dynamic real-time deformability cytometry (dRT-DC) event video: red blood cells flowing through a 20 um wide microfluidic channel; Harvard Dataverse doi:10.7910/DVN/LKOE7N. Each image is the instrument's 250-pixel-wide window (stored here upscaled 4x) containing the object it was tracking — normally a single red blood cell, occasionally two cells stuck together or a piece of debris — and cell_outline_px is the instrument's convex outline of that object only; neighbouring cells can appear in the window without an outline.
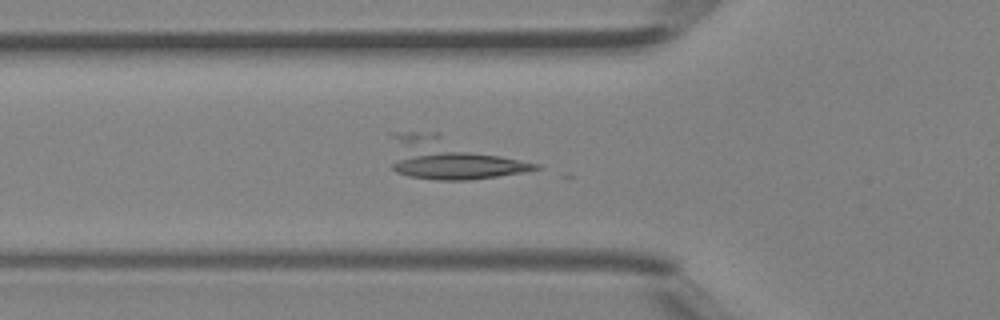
{"species": "Egyptian fruit bat (a non-hibernating species)", "species_latin": "Rousettus aegyptiacus", "temperature_condition": "room temperature", "stored_images_in_passage": 42, "camera_frame_rate_fps": 3000, "um_per_image_px": 0.085, "animal": {"sex": "female"}, "frame": {"image": 1, "passage_image": 14, "time_ms": 4.333, "image_size_px": [1000, 320], "cell_outline_px": [[540, 168], [524, 172], [468, 180], [436, 180], [408, 176], [396, 172], [392, 168], [388, 132], [440, 132], [540, 164]], "centroid_in_image_um": [38.26, 13.41], "position_along_channel_um": 87.5, "area_um2": 36.3}}
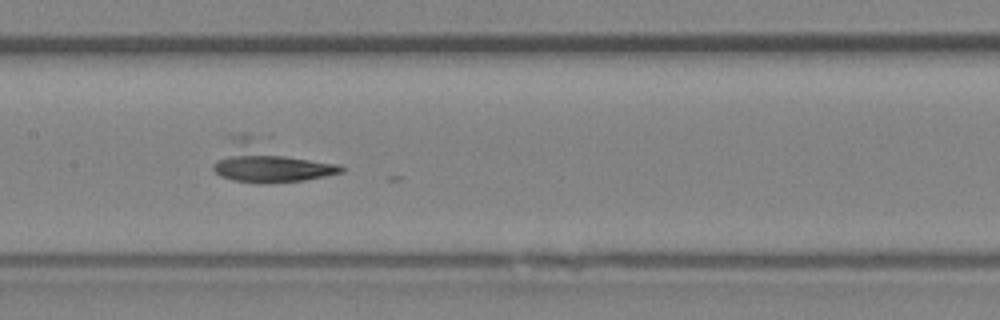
{"frame": {"image": 2, "passage_image": 20, "time_ms": 6.333, "image_size_px": [1000, 320], "cell_outline_px": [[344, 172], [304, 180], [232, 180], [220, 176], [212, 168], [212, 164], [232, 136], [244, 132], [340, 164], [344, 168]], "centroid_in_image_um": [22.88, 13.71], "position_along_channel_um": 184.5, "area_um2": 29.13}}
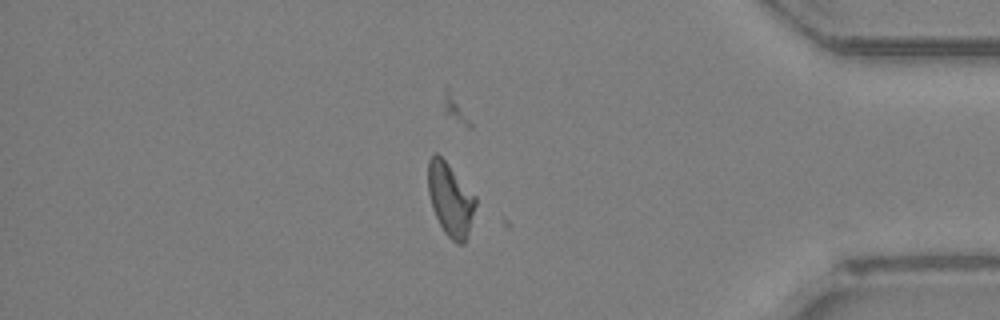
{"frame": {"image": 3, "passage_image": 35, "time_ms": 11.333, "image_size_px": [1000, 320], "cell_outline_px": [[476, 204], [468, 232], [464, 244], [456, 244], [444, 232], [432, 208], [428, 192], [428, 160], [436, 152], [448, 164], [476, 196]], "centroid_in_image_um": [38.27, 16.95], "position_along_channel_um": 396.9, "area_um2": 19.94}}